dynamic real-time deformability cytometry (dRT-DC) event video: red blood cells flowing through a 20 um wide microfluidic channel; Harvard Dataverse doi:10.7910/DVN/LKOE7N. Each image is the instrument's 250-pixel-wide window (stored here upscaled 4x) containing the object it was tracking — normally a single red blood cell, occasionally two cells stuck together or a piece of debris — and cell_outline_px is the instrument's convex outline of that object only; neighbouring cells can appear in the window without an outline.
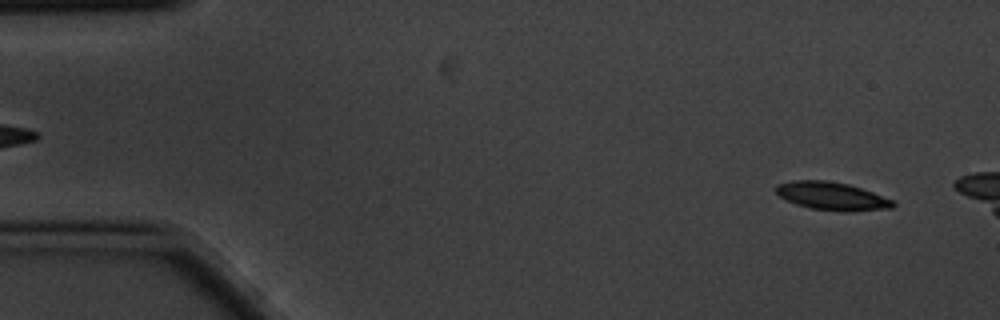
{"species": "common noctule bat (a hibernating species)", "species_latin": "Nyctalus noctula", "temperature_condition": "cold", "stored_images_in_passage": 5, "segment_of_instrument_passage": [2, 2], "camera_frame_rate_fps": 3000, "um_per_image_px": 0.085, "animal": {"sex": "male", "body_mass_g": 20.1, "forearm_length_mm": 53.5}, "frame": {"image": 1, "passage_image": 5, "time_ms": 1.333, "image_size_px": [1000, 320], "cell_outline_px": [[896, 204], [892, 208], [852, 212], [840, 212], [812, 208], [796, 204], [780, 196], [776, 192], [776, 184], [792, 180], [824, 180], [848, 184], [896, 200]], "centroid_in_image_um": [70.76, 16.68], "position_along_channel_um": 14.2, "area_um2": 19.25}}